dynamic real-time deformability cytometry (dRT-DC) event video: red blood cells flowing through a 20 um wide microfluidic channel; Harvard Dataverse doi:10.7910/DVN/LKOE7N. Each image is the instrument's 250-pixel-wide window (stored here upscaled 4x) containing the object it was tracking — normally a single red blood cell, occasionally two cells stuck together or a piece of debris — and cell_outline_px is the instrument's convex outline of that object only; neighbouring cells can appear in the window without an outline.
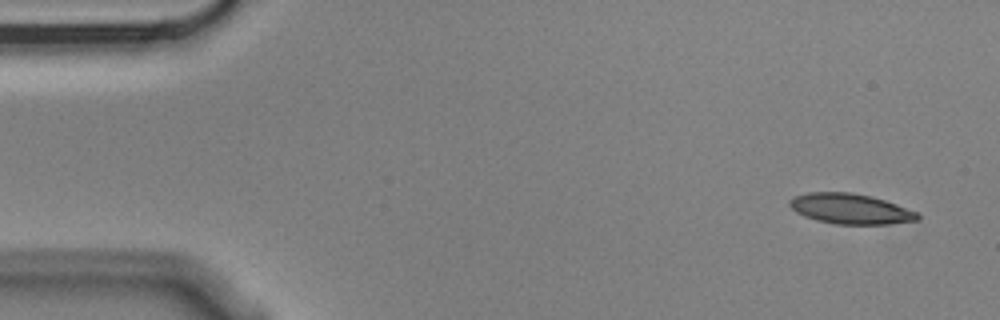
{"species": "Egyptian fruit bat (a non-hibernating species)", "species_latin": "Rousettus aegyptiacus", "temperature_condition": "cold", "stored_images_in_passage": 5, "camera_frame_rate_fps": 3000, "um_per_image_px": 0.085, "animal": {"sex": "male"}, "frame": {"image": 1, "passage_image": 1, "time_ms": 0.0, "image_size_px": [1000, 320], "cell_outline_px": [[920, 216], [916, 220], [888, 224], [836, 224], [816, 220], [804, 216], [796, 212], [788, 204], [788, 200], [792, 196], [808, 192], [852, 192], [872, 196], [896, 204], [916, 212]], "centroid_in_image_um": [72.22, 17.74], "position_along_channel_um": 12.8, "area_um2": 22.6}}